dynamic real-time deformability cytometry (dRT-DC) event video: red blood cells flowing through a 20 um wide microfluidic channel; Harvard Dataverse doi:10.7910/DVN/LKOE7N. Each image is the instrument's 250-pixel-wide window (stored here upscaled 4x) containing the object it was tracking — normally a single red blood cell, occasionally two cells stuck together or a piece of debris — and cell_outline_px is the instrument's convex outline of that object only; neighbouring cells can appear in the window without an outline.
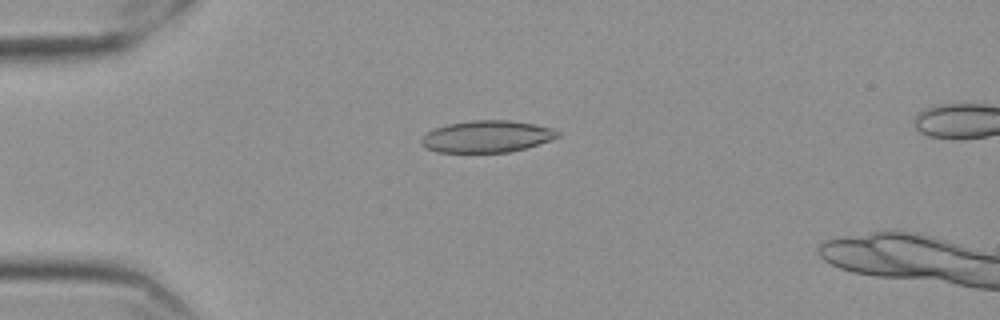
{"species": "Egyptian fruit bat (a non-hibernating species)", "species_latin": "Rousettus aegyptiacus", "temperature_condition": "cold", "stored_images_in_passage": 6, "camera_frame_rate_fps": 3000, "um_per_image_px": 0.085, "frame": {"image": 1, "passage_image": 2, "time_ms": 0.333, "image_size_px": [1000, 320], "cell_outline_px": [[560, 136], [524, 148], [508, 152], [436, 152], [424, 148], [420, 144], [420, 140], [428, 132], [436, 128], [448, 124], [472, 120], [512, 120], [536, 124], [552, 128], [560, 132]], "centroid_in_image_um": [41.36, 11.6], "position_along_channel_um": 43.6, "area_um2": 25.2}}